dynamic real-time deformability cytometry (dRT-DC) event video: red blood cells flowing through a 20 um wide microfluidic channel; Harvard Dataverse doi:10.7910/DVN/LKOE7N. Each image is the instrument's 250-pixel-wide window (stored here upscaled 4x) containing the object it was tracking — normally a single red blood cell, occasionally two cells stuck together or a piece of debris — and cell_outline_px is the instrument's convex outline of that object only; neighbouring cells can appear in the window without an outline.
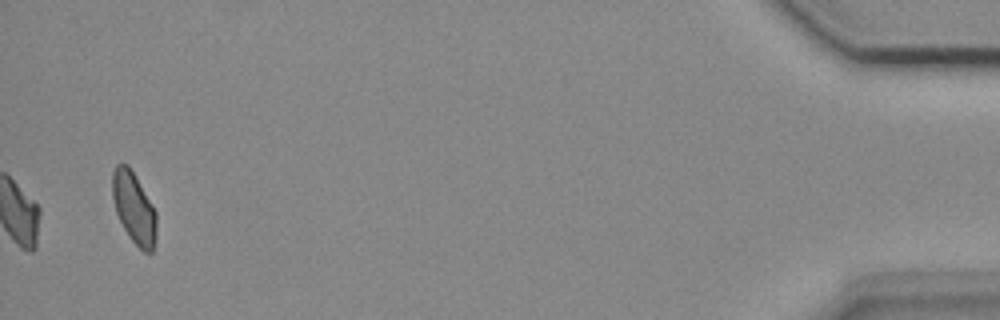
{"species": "common noctule bat (a hibernating species)", "species_latin": "Nyctalus noctula", "temperature_condition": "cold", "stored_images_in_passage": 39, "camera_frame_rate_fps": 3000, "um_per_image_px": 0.085, "animal": {"sex": "female", "body_mass_g": 18.4}, "frame": {"image": 1, "passage_image": 39, "time_ms": 12.667, "image_size_px": [1000, 320], "cell_outline_px": [[156, 236], [152, 252], [144, 252], [132, 240], [124, 228], [116, 212], [112, 196], [112, 172], [116, 164], [128, 164], [152, 204], [156, 212]], "centroid_in_image_um": [11.38, 17.65], "position_along_channel_um": 423.8, "area_um2": 18.09}}